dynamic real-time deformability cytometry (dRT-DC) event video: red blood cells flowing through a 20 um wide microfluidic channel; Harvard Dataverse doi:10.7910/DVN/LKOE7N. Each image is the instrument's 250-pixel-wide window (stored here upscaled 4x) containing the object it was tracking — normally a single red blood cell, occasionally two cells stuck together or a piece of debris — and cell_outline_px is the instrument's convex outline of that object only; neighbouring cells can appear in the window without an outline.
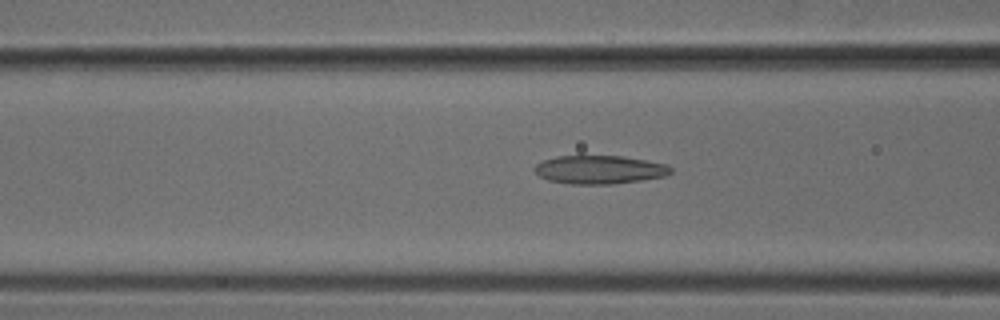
{"species": "common noctule bat (a hibernating species)", "species_latin": "Nyctalus noctula", "temperature_condition": "cold", "stored_images_in_passage": 42, "camera_frame_rate_fps": 3000, "um_per_image_px": 0.085, "animal": {"sex": "male", "body_mass_g": 18.8}, "frame": {"image": 1, "passage_image": 12, "time_ms": 3.667, "image_size_px": [1000, 320], "cell_outline_px": [[672, 172], [664, 176], [640, 180], [612, 184], [572, 184], [548, 180], [540, 176], [536, 172], [536, 164], [544, 160], [556, 156], [624, 156], [668, 164], [672, 168]], "centroid_in_image_um": [50.99, 14.41], "position_along_channel_um": 115.6, "area_um2": 22.43}}
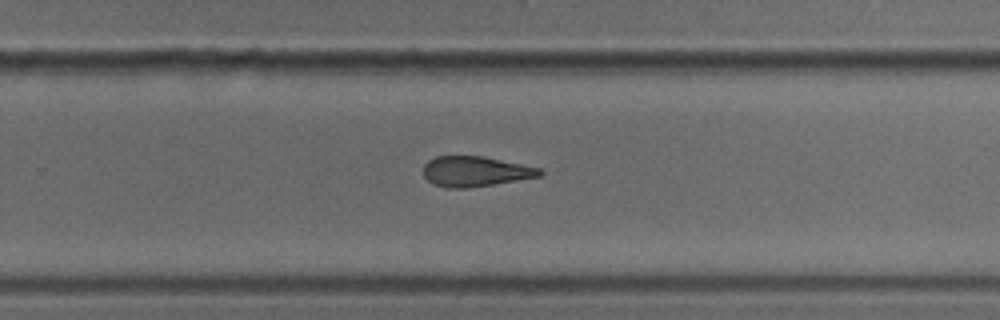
{"frame": {"image": 2, "passage_image": 25, "time_ms": 8.0, "image_size_px": [1000, 320], "cell_outline_px": [[544, 172], [540, 176], [492, 184], [464, 188], [444, 188], [432, 184], [424, 176], [424, 164], [428, 160], [436, 156], [484, 156], [540, 168]], "centroid_in_image_um": [40.36, 14.57], "position_along_channel_um": 289.4, "area_um2": 20.4}}
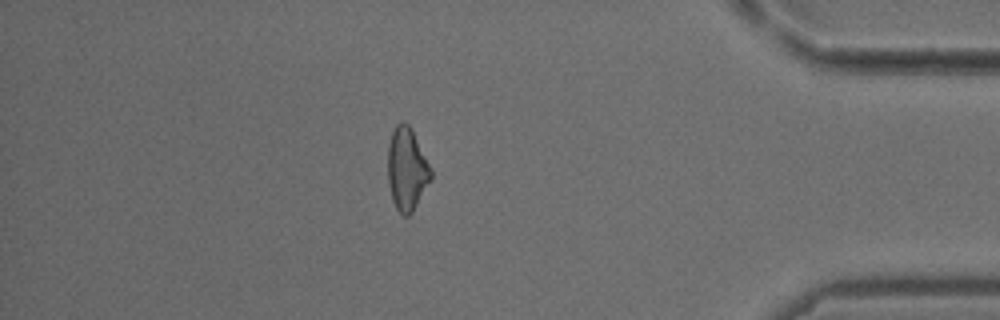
{"frame": {"image": 3, "passage_image": 36, "time_ms": 11.667, "image_size_px": [1000, 320], "cell_outline_px": [[432, 180], [412, 212], [408, 216], [404, 216], [396, 208], [392, 200], [388, 184], [388, 144], [392, 132], [396, 124], [400, 120], [404, 120], [412, 128], [432, 168]], "centroid_in_image_um": [34.6, 14.34], "position_along_channel_um": 400.6, "area_um2": 21.21}}